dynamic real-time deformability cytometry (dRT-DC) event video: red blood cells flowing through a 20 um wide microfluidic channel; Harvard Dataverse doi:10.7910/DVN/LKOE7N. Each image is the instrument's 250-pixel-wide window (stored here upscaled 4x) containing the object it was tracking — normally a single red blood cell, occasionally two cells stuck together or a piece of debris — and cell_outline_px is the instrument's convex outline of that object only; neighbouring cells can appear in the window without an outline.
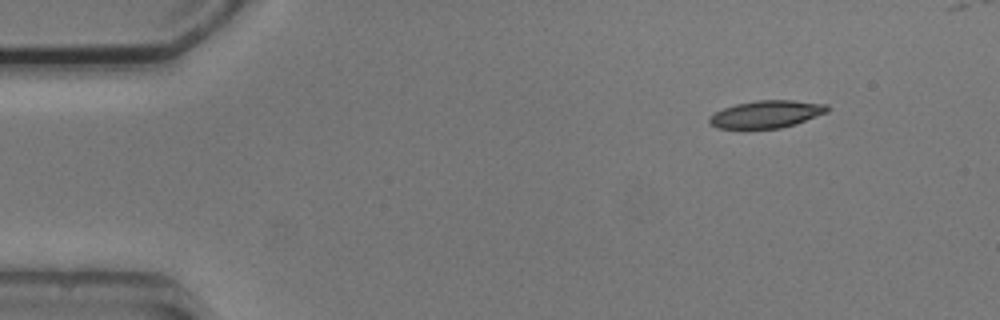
{"species": "common noctule bat (a hibernating species)", "species_latin": "Nyctalus noctula", "temperature_condition": "cold", "stored_images_in_passage": 3, "camera_frame_rate_fps": 3000, "um_per_image_px": 0.085, "animal": {"sex": "male", "body_mass_g": 20.5, "forearm_length_mm": 52.5}, "frame": {"image": 1, "passage_image": 1, "time_ms": 0.0, "image_size_px": [1000, 320], "cell_outline_px": [[832, 108], [828, 112], [796, 124], [780, 128], [716, 128], [708, 120], [708, 116], [724, 108], [736, 104], [756, 100], [792, 100], [828, 104]], "centroid_in_image_um": [65.2, 9.69], "position_along_channel_um": 19.8, "area_um2": 18.9}}
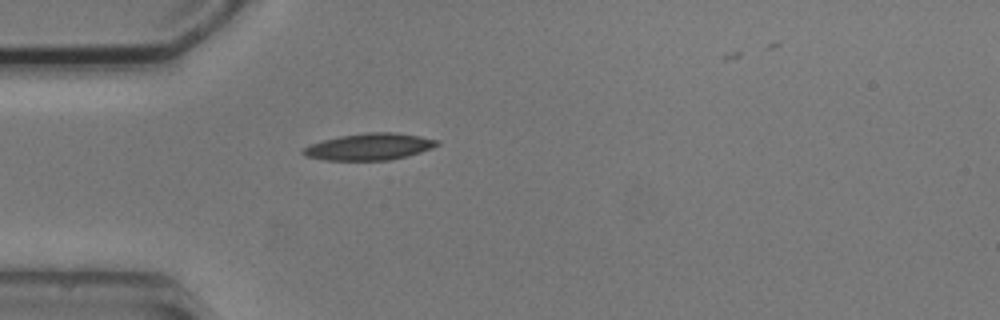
{"frame": {"image": 2, "passage_image": 3, "time_ms": 3.0, "image_size_px": [1000, 320], "cell_outline_px": [[440, 144], [432, 148], [408, 156], [388, 160], [324, 160], [304, 156], [300, 152], [304, 148], [312, 144], [324, 140], [340, 136], [364, 132], [396, 132], [420, 136], [440, 140]], "centroid_in_image_um": [31.42, 12.46], "position_along_channel_um": 53.6, "area_um2": 20.92}}